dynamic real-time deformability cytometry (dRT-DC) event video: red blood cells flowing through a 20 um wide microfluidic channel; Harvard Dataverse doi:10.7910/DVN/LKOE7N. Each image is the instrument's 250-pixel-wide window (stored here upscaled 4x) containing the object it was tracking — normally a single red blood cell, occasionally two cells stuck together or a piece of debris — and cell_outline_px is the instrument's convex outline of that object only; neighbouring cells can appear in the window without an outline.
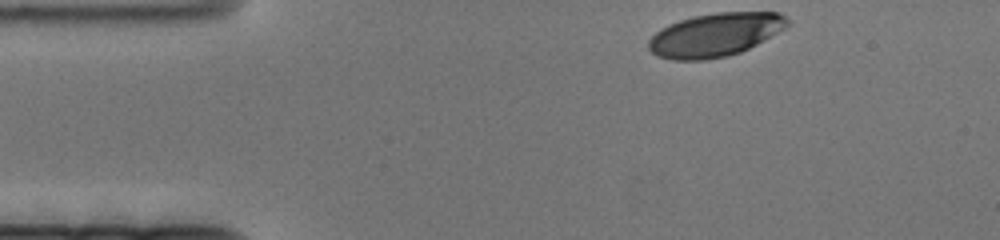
{"species": "human", "species_latin": "Homo sapiens", "temperature_condition": "cold", "stored_images_in_passage": 59, "camera_frame_rate_fps": 3000, "um_per_image_px": 0.085, "donor": {"sex": "female"}, "frame": {"image": 1, "passage_image": 1, "time_ms": 0.0, "image_size_px": [1000, 240], "cell_outline_px": [[788, 24], [784, 28], [756, 44], [740, 52], [728, 56], [704, 60], [672, 60], [656, 56], [648, 48], [648, 40], [660, 28], [668, 24], [692, 16], [716, 12], [780, 12], [788, 20]], "centroid_in_image_um": [60.73, 2.96], "position_along_channel_um": 24.3, "area_um2": 35.08}}
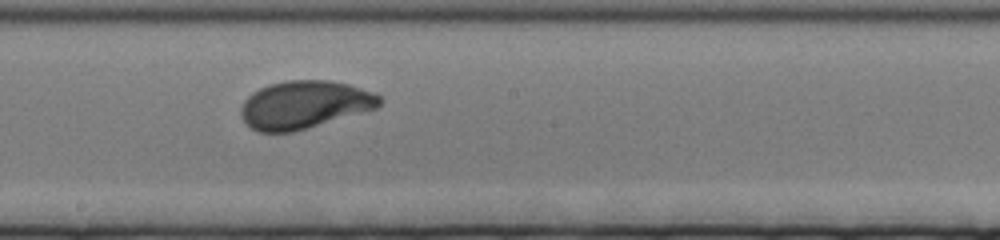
{"frame": {"image": 2, "passage_image": 32, "time_ms": 10.333, "image_size_px": [1000, 240], "cell_outline_px": [[384, 100], [376, 108], [308, 128], [292, 132], [256, 132], [248, 128], [244, 124], [240, 116], [240, 108], [244, 100], [252, 92], [260, 88], [272, 84], [288, 80], [328, 80], [348, 84], [376, 92]], "centroid_in_image_um": [25.84, 8.91], "position_along_channel_um": 222.4, "area_um2": 38.96}}
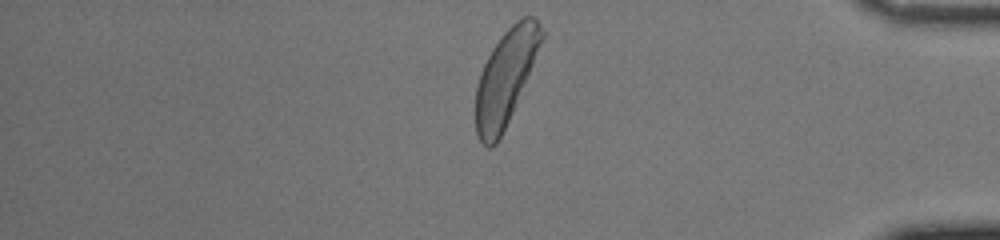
{"frame": {"image": 3, "passage_image": 56, "time_ms": 18.333, "image_size_px": [1000, 240], "cell_outline_px": [[544, 36], [512, 112], [496, 144], [488, 148], [476, 136], [476, 84], [480, 72], [492, 48], [500, 36], [516, 20], [524, 16], [532, 16], [540, 24], [544, 32]], "centroid_in_image_um": [42.95, 6.56], "position_along_channel_um": 392.3, "area_um2": 35.6}}